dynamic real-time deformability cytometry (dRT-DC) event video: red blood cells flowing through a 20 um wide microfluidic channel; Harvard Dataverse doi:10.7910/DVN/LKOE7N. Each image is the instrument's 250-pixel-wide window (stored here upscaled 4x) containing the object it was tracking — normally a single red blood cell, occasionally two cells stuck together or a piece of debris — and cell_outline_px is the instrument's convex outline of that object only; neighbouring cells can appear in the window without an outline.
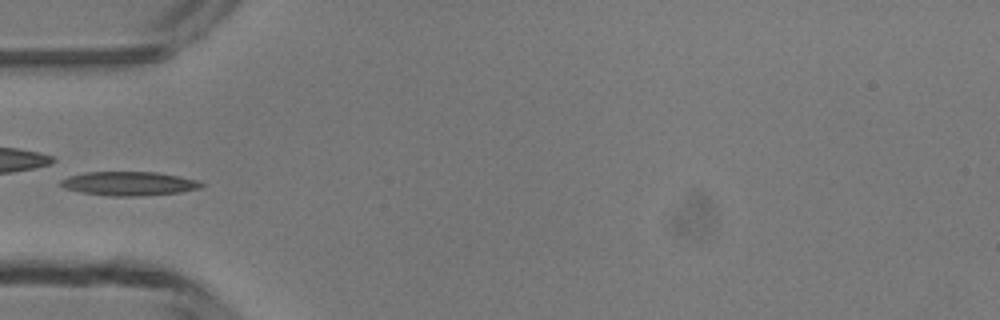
{"species": "common noctule bat (a hibernating species)", "species_latin": "Nyctalus noctula", "temperature_condition": "room temperature", "stored_images_in_passage": 5, "camera_frame_rate_fps": 3000, "um_per_image_px": 0.085, "animal": {"sex": "male", "body_mass_g": 13.3}, "frame": {"image": 1, "passage_image": 5, "time_ms": 4.667, "image_size_px": [1000, 320], "cell_outline_px": [[204, 184], [200, 188], [180, 192], [136, 196], [112, 196], [80, 192], [64, 188], [60, 184], [60, 180], [68, 176], [84, 172], [156, 172], [180, 176], [196, 180]], "centroid_in_image_um": [10.93, 15.6], "position_along_channel_um": 74.1, "area_um2": 19.54}}